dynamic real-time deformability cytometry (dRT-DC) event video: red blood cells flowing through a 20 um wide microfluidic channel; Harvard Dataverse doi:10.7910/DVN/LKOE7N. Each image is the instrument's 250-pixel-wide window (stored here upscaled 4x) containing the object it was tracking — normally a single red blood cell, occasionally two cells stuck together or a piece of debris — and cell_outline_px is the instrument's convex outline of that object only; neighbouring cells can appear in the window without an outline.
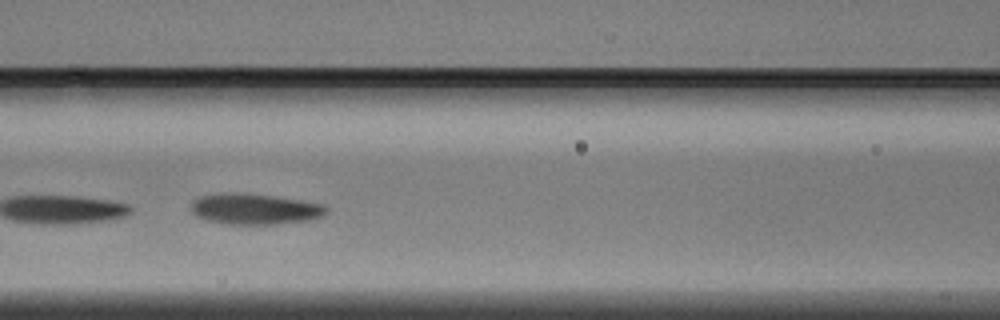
{"species": "Egyptian fruit bat (a non-hibernating species)", "species_latin": "Rousettus aegyptiacus", "temperature_condition": "warm", "stored_images_in_passage": 19, "camera_frame_rate_fps": 3000, "um_per_image_px": 0.085, "animal": {"sex": "male"}, "frame": {"image": 1, "passage_image": 9, "time_ms": 2.667, "image_size_px": [1000, 320], "cell_outline_px": [[328, 212], [324, 216], [308, 220], [276, 224], [228, 224], [204, 220], [196, 216], [192, 212], [192, 200], [200, 196], [216, 192], [240, 192], [276, 196], [324, 204], [328, 208]], "centroid_in_image_um": [21.64, 17.75], "position_along_channel_um": 145.0, "area_um2": 24.74}}